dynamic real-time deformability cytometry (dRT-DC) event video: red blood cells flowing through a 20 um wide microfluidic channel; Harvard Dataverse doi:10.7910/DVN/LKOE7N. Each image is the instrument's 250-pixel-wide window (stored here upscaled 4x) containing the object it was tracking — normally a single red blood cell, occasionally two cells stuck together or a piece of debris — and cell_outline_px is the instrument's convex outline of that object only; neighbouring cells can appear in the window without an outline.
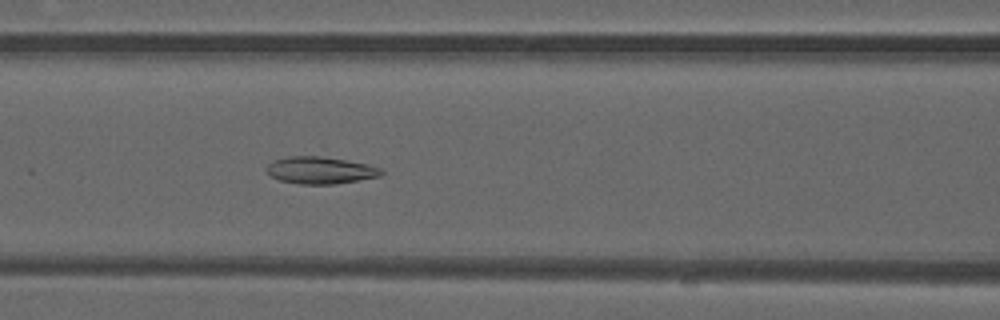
{"species": "common noctule bat (a hibernating species)", "species_latin": "Nyctalus noctula", "temperature_condition": "warm", "stored_images_in_passage": 51, "camera_frame_rate_fps": 3000, "um_per_image_px": 0.085, "animal": {"sex": "male", "forearm_length_mm": 52.5}, "frame": {"image": 1, "passage_image": 22, "time_ms": 7.0, "image_size_px": [1000, 320], "cell_outline_px": [[384, 172], [380, 176], [336, 184], [300, 184], [280, 180], [272, 176], [268, 172], [268, 164], [276, 160], [288, 156], [320, 156], [368, 164], [380, 168]], "centroid_in_image_um": [27.26, 14.48], "position_along_channel_um": 139.3, "area_um2": 17.8}}
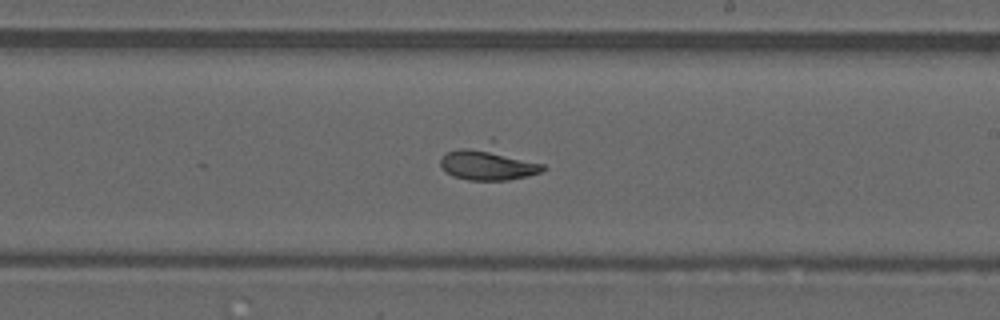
{"frame": {"image": 2, "passage_image": 30, "time_ms": 9.667, "image_size_px": [1000, 320], "cell_outline_px": [[544, 168], [540, 172], [528, 176], [508, 180], [468, 180], [452, 176], [444, 172], [440, 164], [440, 160], [448, 152], [492, 136], [544, 164]], "centroid_in_image_um": [41.6, 13.76], "position_along_channel_um": 247.4, "area_um2": 22.08}}
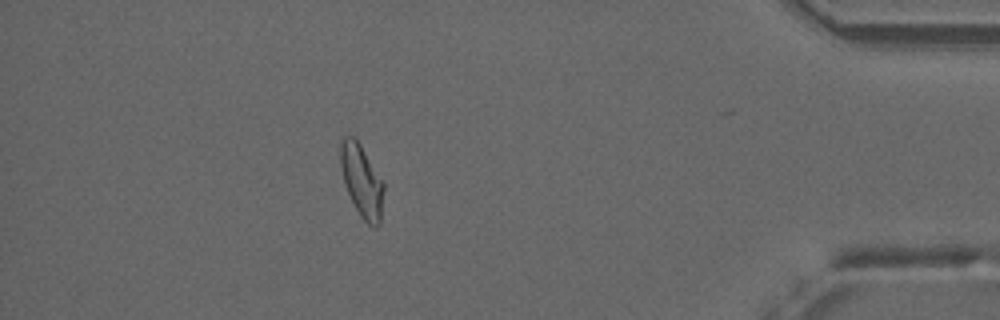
{"frame": {"image": 3, "passage_image": 45, "time_ms": 14.667, "image_size_px": [1000, 320], "cell_outline_px": [[384, 188], [380, 224], [376, 228], [368, 224], [360, 216], [344, 184], [340, 164], [340, 144], [344, 136], [352, 136], [360, 144], [384, 184]], "centroid_in_image_um": [30.74, 15.39], "position_along_channel_um": 404.5, "area_um2": 17.98}}